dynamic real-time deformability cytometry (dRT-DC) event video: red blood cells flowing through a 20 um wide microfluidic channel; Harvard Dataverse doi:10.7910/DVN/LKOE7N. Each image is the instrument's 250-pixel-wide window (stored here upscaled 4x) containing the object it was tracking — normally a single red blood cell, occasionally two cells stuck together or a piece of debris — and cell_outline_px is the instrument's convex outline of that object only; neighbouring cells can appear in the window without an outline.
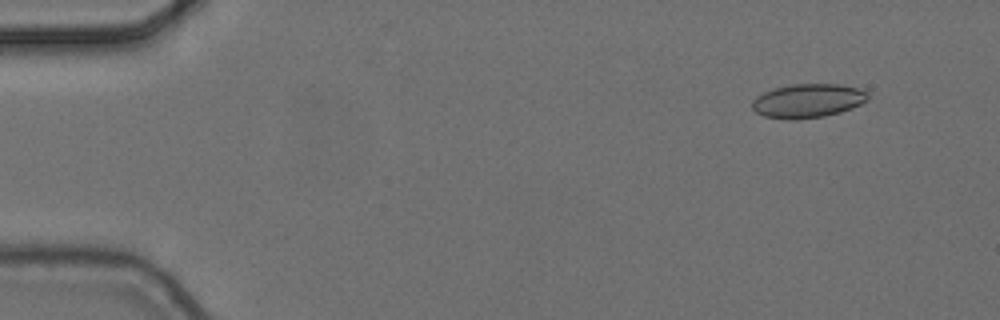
{"species": "common noctule bat (a hibernating species)", "species_latin": "Nyctalus noctula", "temperature_condition": "cold", "stored_images_in_passage": 6, "camera_frame_rate_fps": 3000, "um_per_image_px": 0.085, "animal": {"sex": "female", "body_mass_g": 24.6, "forearm_length_mm": 56.2}, "frame": {"image": 1, "passage_image": 2, "time_ms": 0.333, "image_size_px": [1000, 320], "cell_outline_px": [[868, 100], [852, 108], [840, 112], [824, 116], [796, 120], [764, 116], [756, 112], [752, 108], [752, 100], [756, 96], [764, 92], [776, 88], [792, 84], [840, 84], [856, 88], [868, 92]], "centroid_in_image_um": [68.66, 8.57], "position_along_channel_um": 16.3, "area_um2": 22.77}}
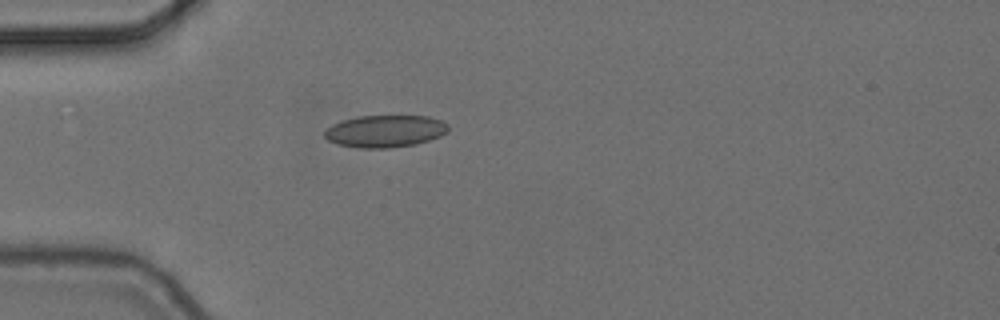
{"frame": {"image": 2, "passage_image": 5, "time_ms": 1.333, "image_size_px": [1000, 320], "cell_outline_px": [[448, 132], [440, 136], [416, 144], [388, 148], [360, 148], [336, 144], [328, 140], [324, 136], [324, 132], [332, 124], [344, 120], [360, 116], [428, 116], [440, 120], [448, 124]], "centroid_in_image_um": [32.74, 11.15], "position_along_channel_um": 52.3, "area_um2": 23.12}}